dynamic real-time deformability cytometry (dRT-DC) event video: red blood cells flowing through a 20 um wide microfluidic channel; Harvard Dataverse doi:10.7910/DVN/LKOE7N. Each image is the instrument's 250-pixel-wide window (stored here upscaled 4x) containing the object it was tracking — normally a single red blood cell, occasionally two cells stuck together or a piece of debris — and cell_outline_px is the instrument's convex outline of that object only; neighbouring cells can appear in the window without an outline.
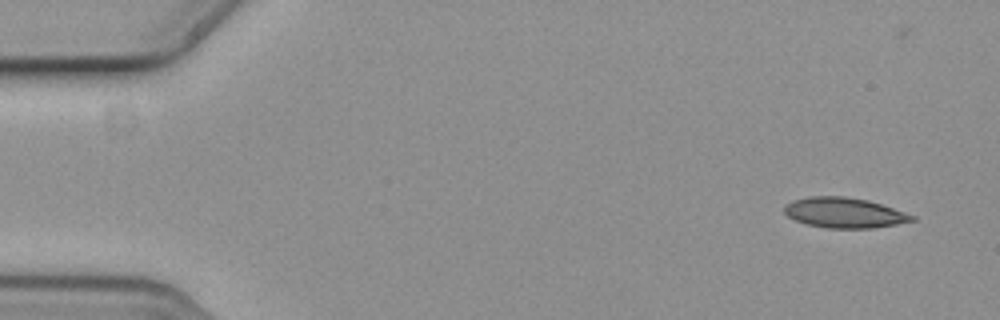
{"species": "common noctule bat (a hibernating species)", "species_latin": "Nyctalus noctula", "temperature_condition": "cold", "stored_images_in_passage": 10, "camera_frame_rate_fps": 3000, "um_per_image_px": 0.085, "animal": {"sex": "female", "body_mass_g": 19.3, "forearm_length_mm": 54.1}, "frame": {"image": 1, "passage_image": 1, "time_ms": 0.0, "image_size_px": [1000, 320], "cell_outline_px": [[916, 220], [896, 224], [872, 228], [824, 228], [804, 224], [788, 216], [784, 212], [784, 208], [788, 204], [796, 200], [812, 196], [840, 196], [868, 200], [916, 216]], "centroid_in_image_um": [71.77, 18.1], "position_along_channel_um": 13.2, "area_um2": 22.25}}
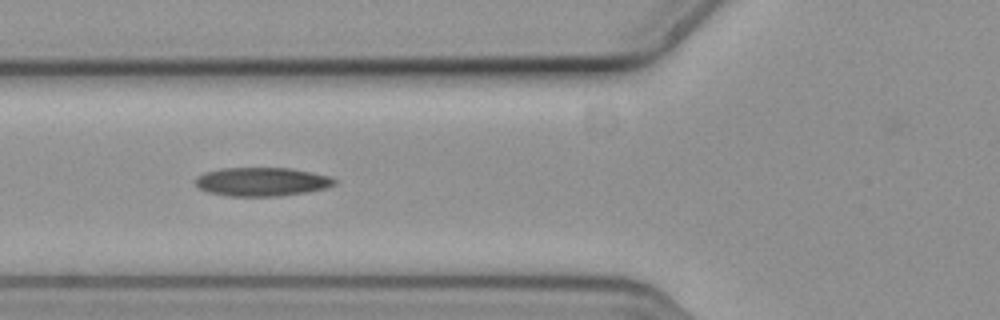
{"frame": {"image": 2, "passage_image": 5, "time_ms": 1.333, "image_size_px": [1000, 320], "cell_outline_px": [[336, 184], [324, 188], [304, 192], [280, 196], [228, 196], [208, 192], [200, 188], [196, 184], [196, 176], [204, 172], [220, 168], [292, 168], [332, 176], [336, 180]], "centroid_in_image_um": [22.26, 15.44], "position_along_channel_um": 103.5, "area_um2": 23.29}}
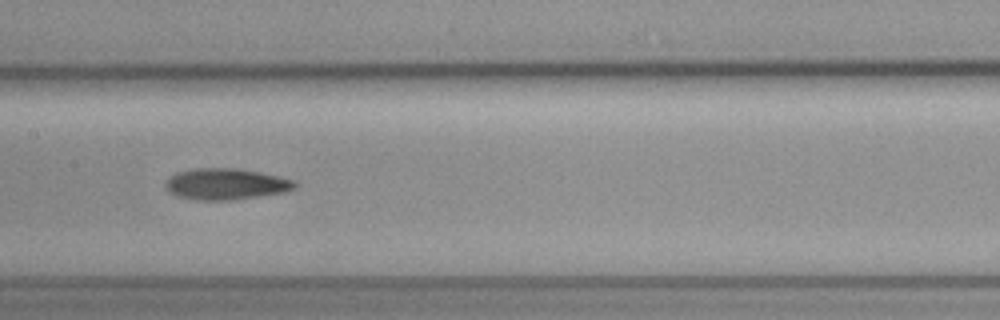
{"frame": {"image": 3, "passage_image": 7, "time_ms": 2.0, "image_size_px": [1000, 320], "cell_outline_px": [[296, 188], [284, 192], [228, 200], [196, 200], [176, 196], [168, 192], [164, 188], [164, 184], [176, 172], [192, 168], [236, 168], [260, 172], [292, 180], [296, 184]], "centroid_in_image_um": [19.13, 15.64], "position_along_channel_um": 188.3, "area_um2": 23.41}}